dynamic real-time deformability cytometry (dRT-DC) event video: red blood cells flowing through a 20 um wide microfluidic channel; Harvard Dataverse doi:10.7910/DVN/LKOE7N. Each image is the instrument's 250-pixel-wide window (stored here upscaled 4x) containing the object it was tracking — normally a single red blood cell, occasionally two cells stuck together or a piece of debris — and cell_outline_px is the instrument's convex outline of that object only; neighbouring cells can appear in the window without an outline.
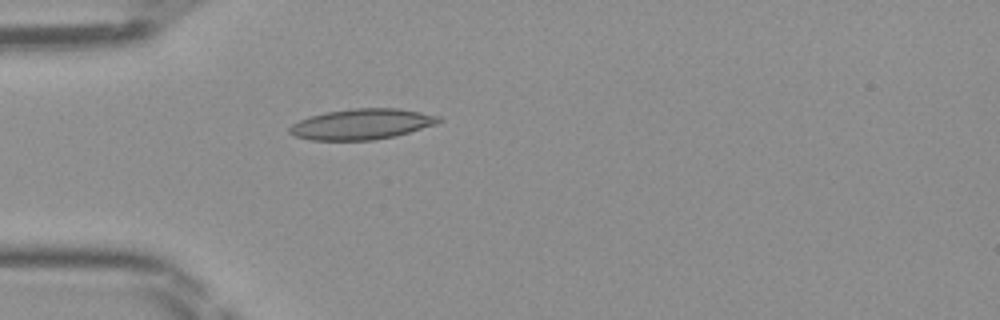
{"species": "Egyptian fruit bat (a non-hibernating species)", "species_latin": "Rousettus aegyptiacus", "temperature_condition": "room temperature", "stored_images_in_passage": 34, "camera_frame_rate_fps": 3000, "um_per_image_px": 0.085, "frame": {"image": 1, "passage_image": 1, "time_ms": 0.0, "image_size_px": [1000, 320], "cell_outline_px": [[444, 120], [436, 124], [396, 136], [372, 140], [312, 140], [296, 136], [288, 132], [288, 128], [292, 124], [308, 116], [324, 112], [352, 108], [400, 108], [440, 116]], "centroid_in_image_um": [30.76, 10.54], "position_along_channel_um": 54.2, "area_um2": 26.76}}
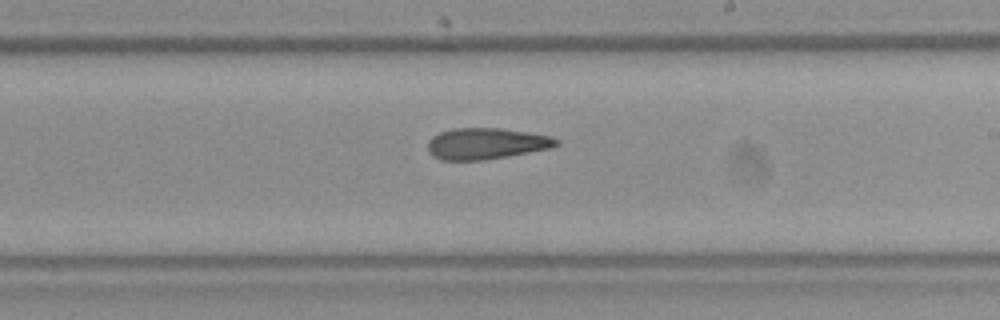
{"frame": {"image": 2, "passage_image": 15, "time_ms": 4.667, "image_size_px": [1000, 320], "cell_outline_px": [[560, 144], [552, 148], [484, 160], [440, 160], [432, 156], [428, 152], [428, 140], [432, 136], [440, 132], [452, 128], [500, 128], [552, 136], [560, 140]], "centroid_in_image_um": [41.32, 12.2], "position_along_channel_um": 247.7, "area_um2": 23.58}}
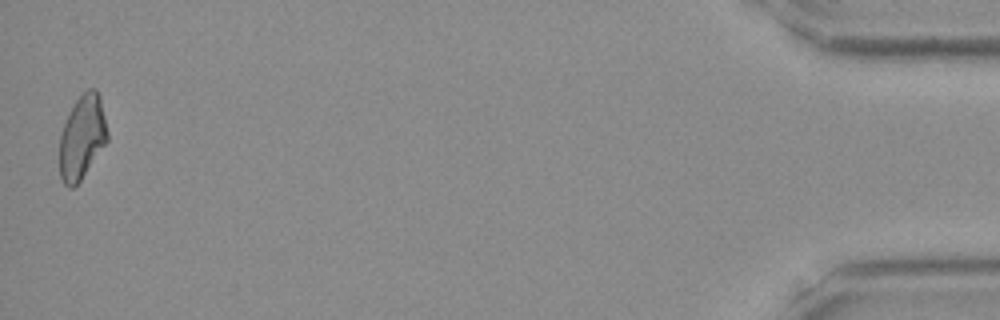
{"frame": {"image": 3, "passage_image": 34, "time_ms": 11.0, "image_size_px": [1000, 320], "cell_outline_px": [[108, 140], [80, 180], [72, 188], [68, 188], [64, 184], [60, 176], [60, 136], [68, 112], [76, 100], [88, 88], [96, 88], [100, 96], [108, 132]], "centroid_in_image_um": [6.98, 11.64], "position_along_channel_um": 428.2, "area_um2": 23.24}}